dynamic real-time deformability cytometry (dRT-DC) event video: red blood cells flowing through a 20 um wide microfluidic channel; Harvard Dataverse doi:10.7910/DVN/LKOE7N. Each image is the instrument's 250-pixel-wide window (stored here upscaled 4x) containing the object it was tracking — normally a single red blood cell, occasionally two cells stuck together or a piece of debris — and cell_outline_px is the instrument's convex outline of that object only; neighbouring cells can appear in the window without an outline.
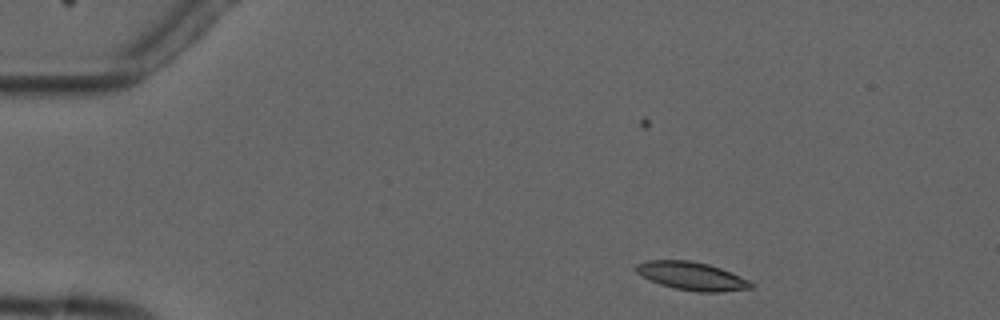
{"species": "common noctule bat (a hibernating species)", "species_latin": "Nyctalus noctula", "temperature_condition": "cold", "stored_images_in_passage": 3, "camera_frame_rate_fps": 3000, "um_per_image_px": 0.085, "animal": {"sex": "male", "forearm_length_mm": 52.5}, "frame": {"image": 1, "passage_image": 1, "time_ms": 0.0, "image_size_px": [1000, 320], "cell_outline_px": [[752, 288], [720, 292], [696, 292], [676, 288], [660, 284], [648, 280], [636, 272], [636, 264], [648, 260], [688, 260], [708, 264], [720, 268], [740, 276], [748, 280], [752, 284]], "centroid_in_image_um": [58.77, 23.46], "position_along_channel_um": 26.2, "area_um2": 18.73}}